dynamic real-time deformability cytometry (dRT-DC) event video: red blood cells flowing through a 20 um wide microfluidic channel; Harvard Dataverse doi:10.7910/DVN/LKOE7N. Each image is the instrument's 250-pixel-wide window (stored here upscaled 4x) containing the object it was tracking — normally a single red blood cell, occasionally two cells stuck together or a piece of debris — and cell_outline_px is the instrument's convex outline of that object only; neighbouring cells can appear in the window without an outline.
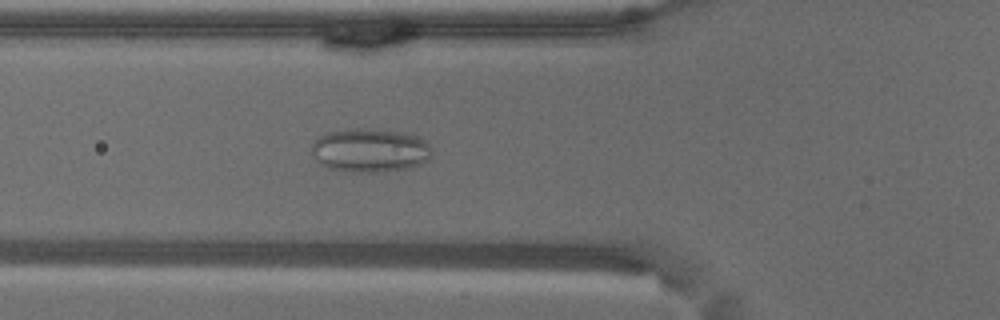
{"species": "common noctule bat (a hibernating species)", "species_latin": "Nyctalus noctula", "temperature_condition": "warm", "stored_images_in_passage": 58, "camera_frame_rate_fps": 3000, "um_per_image_px": 0.085, "animal": {"sex": "male", "body_mass_g": 18.8}, "frame": {"image": 1, "passage_image": 21, "time_ms": 6.667, "image_size_px": [1000, 320], "cell_outline_px": [[432, 156], [428, 160], [412, 168], [376, 172], [352, 172], [328, 168], [320, 164], [312, 156], [312, 144], [320, 136], [328, 132], [356, 128], [360, 128], [396, 132], [420, 136], [432, 148]], "centroid_in_image_um": [31.46, 12.79], "position_along_channel_um": 94.3, "area_um2": 30.69}}
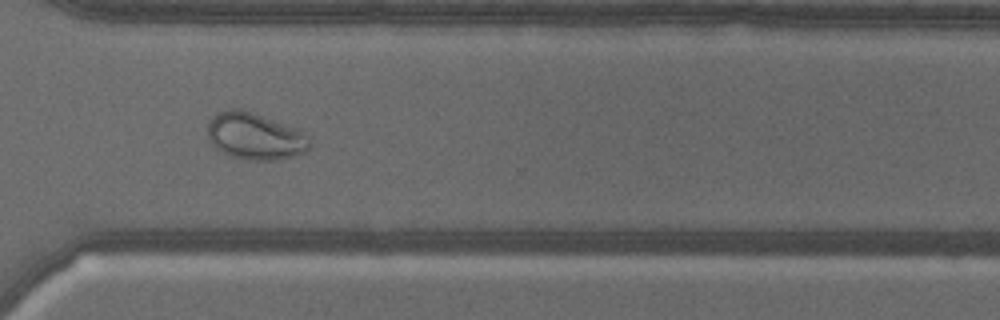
{"frame": {"image": 2, "passage_image": 43, "time_ms": 14.0, "image_size_px": [1000, 320], "cell_outline_px": [[312, 144], [304, 152], [296, 156], [272, 160], [248, 160], [232, 156], [220, 152], [208, 140], [208, 124], [216, 112], [232, 108], [240, 108], [252, 112], [312, 136]], "centroid_in_image_um": [21.66, 11.59], "position_along_channel_um": 348.9, "area_um2": 27.8}}
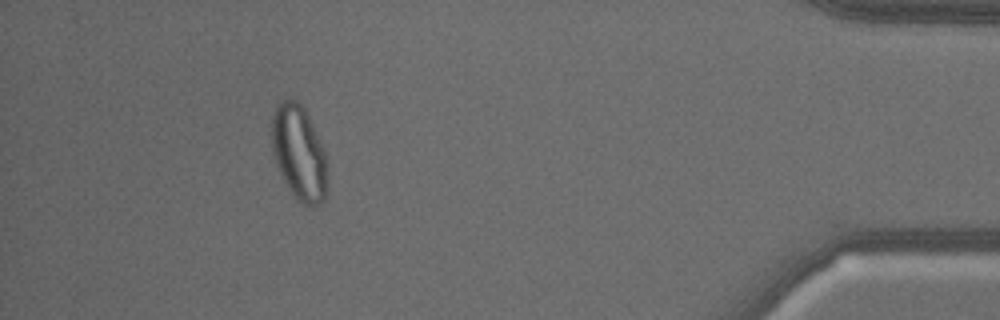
{"frame": {"image": 3, "passage_image": 53, "time_ms": 17.333, "image_size_px": [1000, 320], "cell_outline_px": [[328, 160], [324, 200], [320, 204], [312, 208], [296, 200], [292, 196], [280, 176], [272, 152], [272, 116], [276, 104], [280, 100], [288, 96], [296, 96], [304, 108], [324, 148]], "centroid_in_image_um": [25.4, 12.97], "position_along_channel_um": 409.8, "area_um2": 31.67}, "authors_computed_cell_mechanics": {"area_um2": 29.6803, "velocity_mm_per_s": 3.4746, "shape_relaxation_time_tau1_ms": null, "shape_relaxation_time_tau2_ms": 1.1786, "deformation_change_tau1": null, "deformation_change_tau2": 0.0527}}